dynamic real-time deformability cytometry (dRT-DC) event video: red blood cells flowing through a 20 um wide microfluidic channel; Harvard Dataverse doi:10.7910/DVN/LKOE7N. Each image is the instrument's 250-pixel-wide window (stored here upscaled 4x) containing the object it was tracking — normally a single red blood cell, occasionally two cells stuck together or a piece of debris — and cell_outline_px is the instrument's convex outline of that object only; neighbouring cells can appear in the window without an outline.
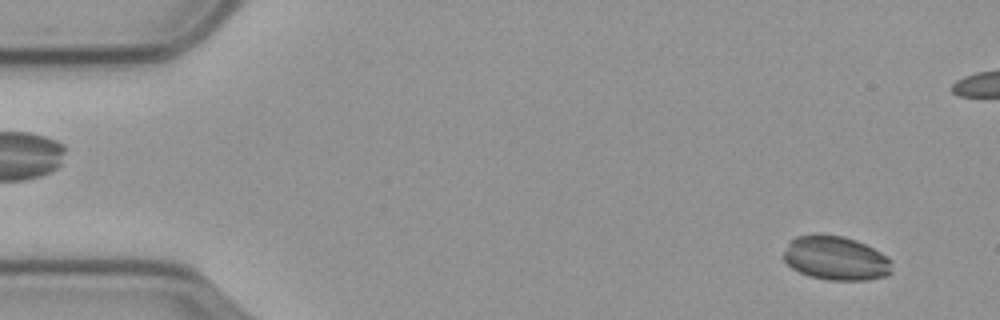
{"species": "common noctule bat (a hibernating species)", "species_latin": "Nyctalus noctula", "temperature_condition": "cold", "stored_images_in_passage": 15, "camera_frame_rate_fps": 3000, "um_per_image_px": 0.085, "animal": {"sex": "male", "body_mass_g": 23.1, "forearm_length_mm": 52.7}, "frame": {"image": 1, "passage_image": 3, "time_ms": 0.667, "image_size_px": [1000, 320], "cell_outline_px": [[892, 272], [888, 276], [868, 280], [828, 280], [808, 276], [792, 268], [784, 260], [784, 252], [788, 240], [796, 236], [844, 236], [856, 240], [880, 252], [892, 260]], "centroid_in_image_um": [71.06, 21.98], "position_along_channel_um": 13.9, "area_um2": 27.69}}